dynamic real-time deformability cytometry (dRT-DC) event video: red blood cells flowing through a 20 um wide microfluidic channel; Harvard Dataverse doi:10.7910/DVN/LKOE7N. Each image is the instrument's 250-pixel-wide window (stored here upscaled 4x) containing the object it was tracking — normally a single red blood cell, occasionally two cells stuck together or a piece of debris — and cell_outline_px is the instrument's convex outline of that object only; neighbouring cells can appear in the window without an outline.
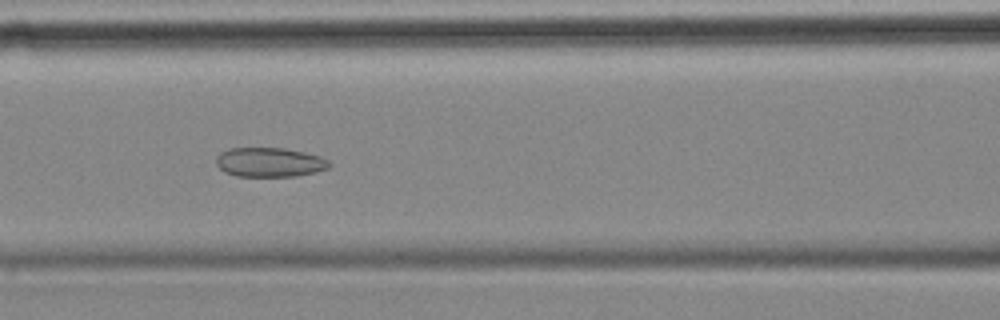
{"species": "common noctule bat (a hibernating species)", "species_latin": "Nyctalus noctula", "temperature_condition": "cold", "stored_images_in_passage": 57, "camera_frame_rate_fps": 3000, "um_per_image_px": 0.085, "animal": {"sex": "female", "body_mass_g": 18.4}, "frame": {"image": 1, "passage_image": 24, "time_ms": 7.667, "image_size_px": [1000, 320], "cell_outline_px": [[332, 164], [328, 168], [316, 172], [296, 176], [236, 176], [224, 172], [216, 164], [216, 156], [220, 152], [228, 148], [284, 148], [304, 152], [320, 156], [328, 160]], "centroid_in_image_um": [22.9, 13.79], "position_along_channel_um": 143.7, "area_um2": 19.48}}
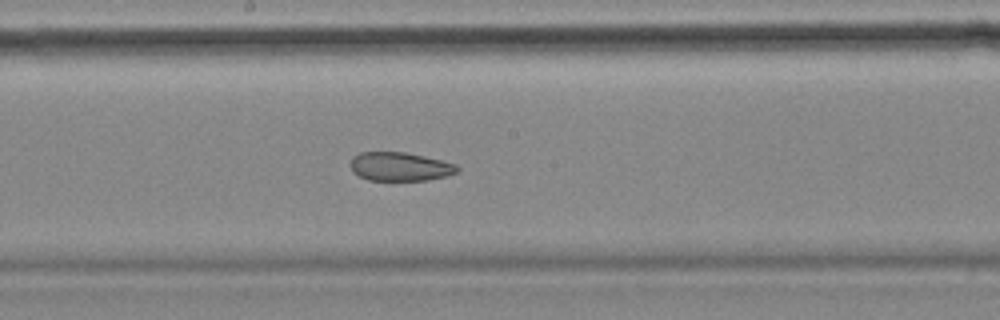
{"frame": {"image": 2, "passage_image": 30, "time_ms": 9.667, "image_size_px": [1000, 320], "cell_outline_px": [[460, 168], [456, 172], [448, 176], [428, 180], [368, 180], [352, 172], [348, 164], [352, 156], [360, 152], [404, 152], [424, 156], [456, 164]], "centroid_in_image_um": [33.95, 14.16], "position_along_channel_um": 214.2, "area_um2": 18.03}}
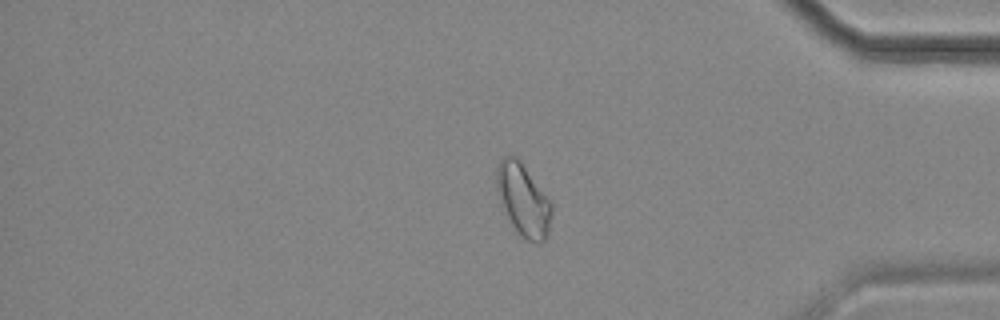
{"frame": {"image": 3, "passage_image": 47, "time_ms": 15.333, "image_size_px": [1000, 320], "cell_outline_px": [[552, 212], [548, 232], [544, 240], [540, 244], [528, 240], [520, 236], [512, 224], [500, 204], [496, 188], [496, 168], [500, 160], [504, 156], [516, 156], [520, 160], [552, 204]], "centroid_in_image_um": [44.45, 16.99], "position_along_channel_um": 390.7, "area_um2": 23.0}, "authors_computed_cell_mechanics": {"area_um2": 23.8136, "velocity_mm_per_s": 3.5416, "shape_relaxation_time_tau1_ms": null, "shape_relaxation_time_tau2_ms": 3.2587, "deformation_change_tau1": null, "deformation_change_tau2": 0.0862}}